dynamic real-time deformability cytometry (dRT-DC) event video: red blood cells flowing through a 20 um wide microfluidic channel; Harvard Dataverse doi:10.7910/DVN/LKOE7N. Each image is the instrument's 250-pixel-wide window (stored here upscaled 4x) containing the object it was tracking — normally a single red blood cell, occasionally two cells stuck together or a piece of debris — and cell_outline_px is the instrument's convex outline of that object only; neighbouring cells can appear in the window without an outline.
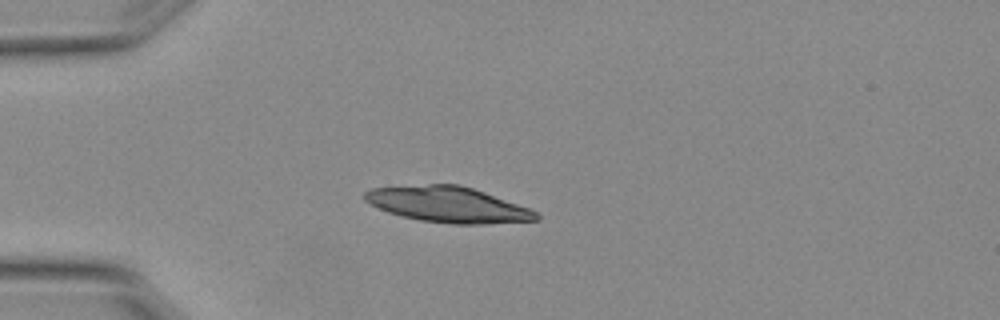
{"species": "Egyptian fruit bat (a non-hibernating species)", "species_latin": "Rousettus aegyptiacus", "temperature_condition": "warm", "stored_images_in_passage": 4, "camera_frame_rate_fps": 3000, "um_per_image_px": 0.085, "animal": {"sex": "female"}, "frame": {"image": 1, "passage_image": 2, "time_ms": 0.333, "image_size_px": [1000, 320], "cell_outline_px": [[540, 220], [484, 224], [452, 224], [420, 220], [388, 212], [364, 200], [364, 192], [372, 188], [428, 184], [460, 184], [484, 192], [528, 208], [536, 212], [540, 216]], "centroid_in_image_um": [38.09, 17.39], "position_along_channel_um": 46.9, "area_um2": 35.32}}